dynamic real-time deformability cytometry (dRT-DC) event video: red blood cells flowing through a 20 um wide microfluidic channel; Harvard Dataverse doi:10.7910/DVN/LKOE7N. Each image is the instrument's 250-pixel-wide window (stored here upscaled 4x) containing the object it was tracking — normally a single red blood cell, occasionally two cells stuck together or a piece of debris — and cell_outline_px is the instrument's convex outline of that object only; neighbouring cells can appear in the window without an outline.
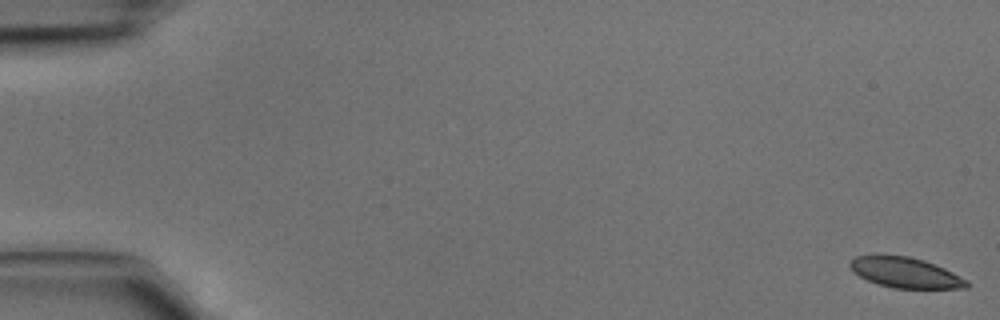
{"species": "common noctule bat (a hibernating species)", "species_latin": "Nyctalus noctula", "temperature_condition": "cold", "stored_images_in_passage": 12, "camera_frame_rate_fps": 3000, "um_per_image_px": 0.085, "animal": {"sex": "male", "body_mass_g": 15.6}, "frame": {"image": 1, "passage_image": 1, "time_ms": 0.0, "image_size_px": [1000, 320], "cell_outline_px": [[972, 284], [968, 288], [892, 288], [868, 280], [852, 272], [848, 264], [856, 256], [872, 252], [876, 252], [908, 256], [924, 260], [944, 268], [968, 280]], "centroid_in_image_um": [76.91, 23.13], "position_along_channel_um": 8.1, "area_um2": 21.27}}